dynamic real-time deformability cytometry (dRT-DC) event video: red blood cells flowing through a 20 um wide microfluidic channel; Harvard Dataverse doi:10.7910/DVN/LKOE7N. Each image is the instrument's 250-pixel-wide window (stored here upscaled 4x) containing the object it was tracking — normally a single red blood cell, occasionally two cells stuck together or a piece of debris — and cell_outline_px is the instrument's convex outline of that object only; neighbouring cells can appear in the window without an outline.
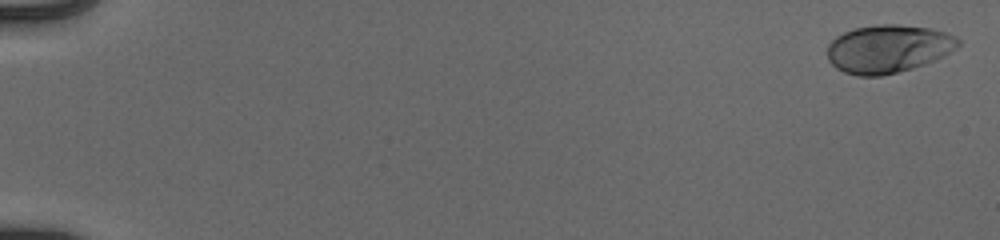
{"species": "human", "species_latin": "Homo sapiens", "temperature_condition": "cold", "stored_images_in_passage": 55, "camera_frame_rate_fps": 3000, "um_per_image_px": 0.085, "donor": {"sex": "male"}, "frame": {"image": 1, "passage_image": 2, "time_ms": 0.333, "image_size_px": [1000, 240], "cell_outline_px": [[960, 44], [956, 48], [944, 56], [924, 64], [912, 68], [880, 76], [856, 76], [844, 72], [836, 68], [828, 60], [828, 44], [836, 36], [844, 32], [856, 28], [876, 24], [896, 24], [928, 28], [944, 32], [956, 36], [960, 40]], "centroid_in_image_um": [75.48, 4.15], "position_along_channel_um": 9.5, "area_um2": 36.59}}
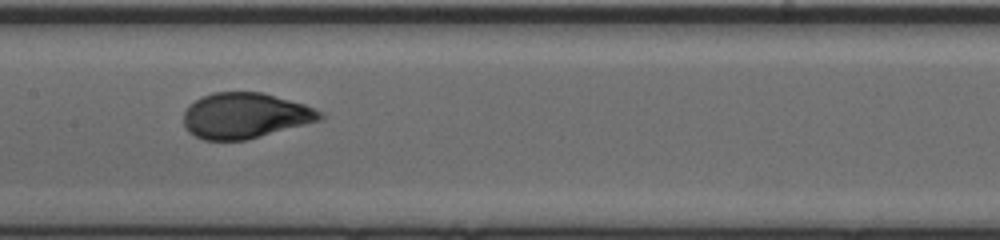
{"frame": {"image": 2, "passage_image": 30, "time_ms": 9.667, "image_size_px": [1000, 240], "cell_outline_px": [[324, 116], [320, 120], [248, 140], [204, 140], [188, 132], [184, 124], [184, 112], [188, 104], [200, 96], [216, 92], [260, 92], [304, 104], [324, 112]], "centroid_in_image_um": [20.81, 9.83], "position_along_channel_um": 186.6, "area_um2": 36.3}}
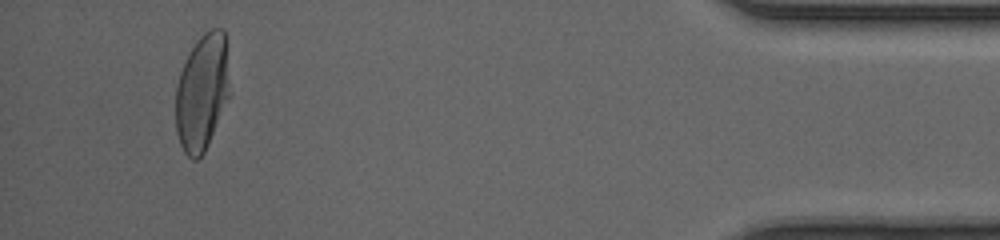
{"frame": {"image": 3, "passage_image": 52, "time_ms": 17.0, "image_size_px": [1000, 240], "cell_outline_px": [[228, 96], [208, 144], [204, 152], [196, 160], [192, 160], [184, 152], [180, 144], [176, 132], [176, 88], [180, 72], [196, 40], [204, 32], [212, 28], [224, 28]], "centroid_in_image_um": [17.13, 7.86], "position_along_channel_um": 418.1, "area_um2": 35.72}, "authors_computed_cell_mechanics": {"area_um2": 36.2406, "velocity_mm_per_s": 3.9484, "shape_relaxation_time_tau1_ms": 3.4858, "shape_relaxation_time_tau2_ms": null, "deformation_change_tau1": 0.1772, "deformation_change_tau2": null}}